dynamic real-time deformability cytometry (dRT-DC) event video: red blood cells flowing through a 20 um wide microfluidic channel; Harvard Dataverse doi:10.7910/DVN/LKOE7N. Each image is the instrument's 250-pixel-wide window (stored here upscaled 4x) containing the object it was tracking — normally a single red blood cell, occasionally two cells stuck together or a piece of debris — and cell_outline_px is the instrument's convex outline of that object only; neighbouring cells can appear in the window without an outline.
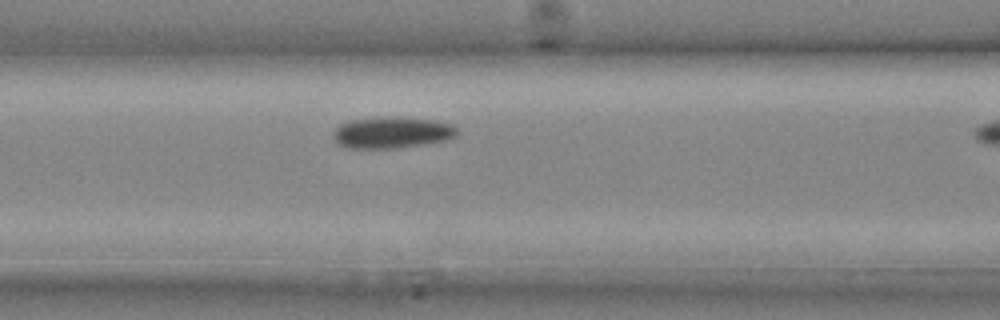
{"species": "common noctule bat (a hibernating species)", "species_latin": "Nyctalus noctula", "temperature_condition": "cold", "stored_images_in_passage": 5, "camera_frame_rate_fps": 3000, "um_per_image_px": 0.085, "animal": {"sex": "male", "body_mass_g": 20.4}, "frame": {"image": 1, "passage_image": 4, "time_ms": 1.0, "image_size_px": [1000, 320], "cell_outline_px": [[460, 132], [456, 136], [448, 140], [424, 144], [396, 148], [348, 148], [336, 144], [332, 136], [332, 132], [340, 124], [348, 120], [384, 116], [388, 116], [432, 120], [452, 124]], "centroid_in_image_um": [33.28, 11.26], "position_along_channel_um": 133.3, "area_um2": 23.0}}